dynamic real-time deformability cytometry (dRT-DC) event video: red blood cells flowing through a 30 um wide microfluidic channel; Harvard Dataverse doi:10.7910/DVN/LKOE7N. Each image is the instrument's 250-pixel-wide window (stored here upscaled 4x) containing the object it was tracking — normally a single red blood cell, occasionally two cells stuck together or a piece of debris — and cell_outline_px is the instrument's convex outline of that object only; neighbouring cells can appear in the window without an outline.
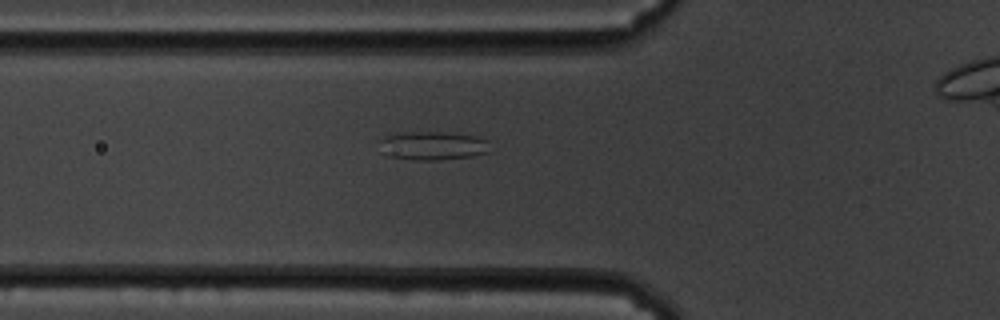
{"species": "common noctule bat (a hibernating species)", "species_latin": "Nyctalus noctula", "temperature_condition": "cold", "stored_images_in_passage": 37, "camera_frame_rate_fps": 3000, "um_per_image_px": 0.085, "animal": {"sex": "male", "body_mass_g": 19.5, "forearm_length_mm": 54.6}, "frame": {"image": 1, "passage_image": 7, "time_ms": 2.0, "image_size_px": [1000, 320], "cell_outline_px": [[488, 152], [472, 156], [440, 160], [412, 160], [388, 156], [384, 152], [380, 140], [384, 136], [404, 132], [440, 132], [480, 136], [488, 140]], "centroid_in_image_um": [36.81, 12.38], "position_along_channel_um": 89.0, "area_um2": 18.38}}
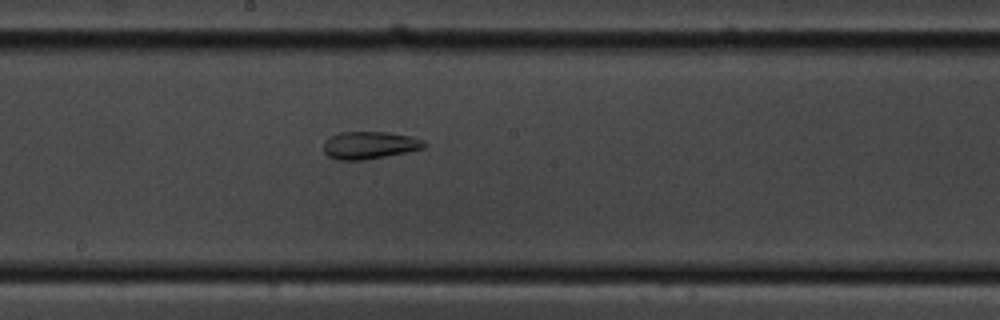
{"frame": {"image": 2, "passage_image": 18, "time_ms": 5.667, "image_size_px": [1000, 320], "cell_outline_px": [[428, 144], [424, 148], [408, 152], [364, 160], [336, 160], [328, 156], [324, 152], [324, 140], [328, 136], [340, 132], [384, 132], [412, 136], [424, 140]], "centroid_in_image_um": [31.41, 12.34], "position_along_channel_um": 216.8, "area_um2": 16.36}}
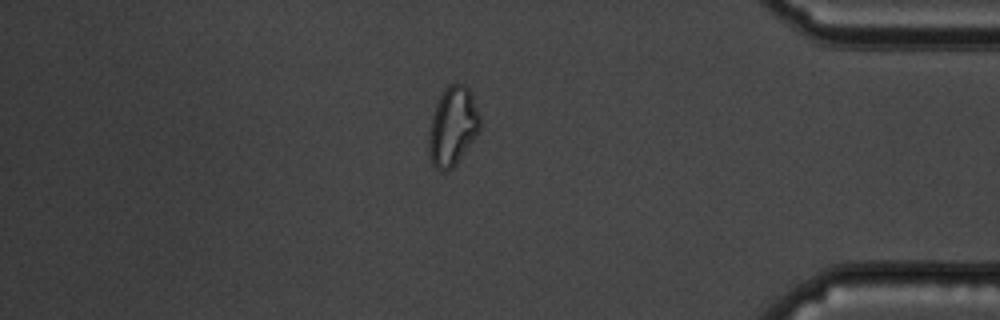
{"frame": {"image": 3, "passage_image": 36, "time_ms": 11.667, "image_size_px": [1000, 320], "cell_outline_px": [[480, 128], [456, 164], [448, 172], [440, 172], [432, 164], [428, 152], [428, 136], [432, 116], [436, 104], [440, 96], [448, 84], [464, 84], [472, 92], [480, 116]], "centroid_in_image_um": [38.46, 10.75], "position_along_channel_um": 396.7, "area_um2": 23.52}}